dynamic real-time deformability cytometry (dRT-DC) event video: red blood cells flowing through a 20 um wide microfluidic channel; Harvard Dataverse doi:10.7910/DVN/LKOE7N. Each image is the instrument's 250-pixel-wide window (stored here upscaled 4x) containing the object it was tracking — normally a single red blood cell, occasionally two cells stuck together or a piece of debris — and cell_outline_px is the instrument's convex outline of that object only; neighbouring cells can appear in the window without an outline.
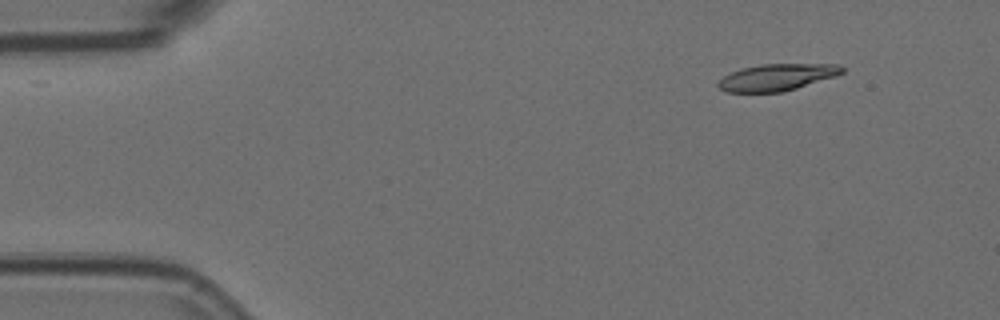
{"species": "Egyptian fruit bat (a non-hibernating species)", "species_latin": "Rousettus aegyptiacus", "temperature_condition": "room temperature", "stored_images_in_passage": 5, "camera_frame_rate_fps": 3000, "um_per_image_px": 0.085, "animal": {"sex": "female"}, "frame": {"image": 1, "passage_image": 1, "time_ms": 0.0, "image_size_px": [1000, 320], "cell_outline_px": [[844, 72], [836, 76], [796, 88], [780, 92], [724, 92], [716, 84], [724, 76], [732, 72], [744, 68], [764, 64], [840, 64], [844, 68]], "centroid_in_image_um": [66.06, 6.57], "position_along_channel_um": 18.9, "area_um2": 19.13}}
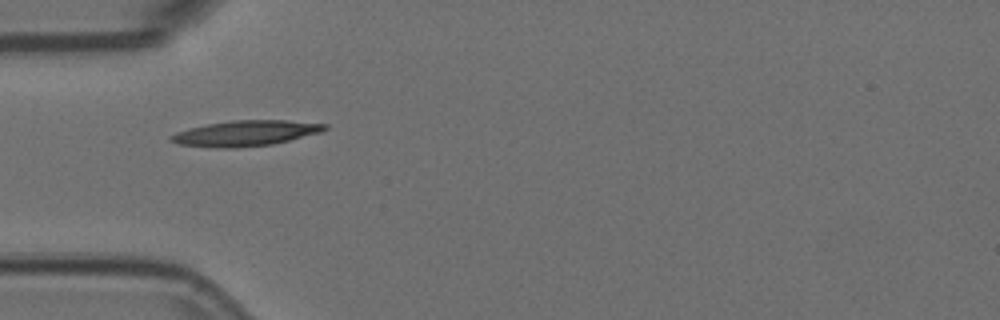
{"frame": {"image": 2, "passage_image": 4, "time_ms": 1.0, "image_size_px": [1000, 320], "cell_outline_px": [[328, 128], [320, 132], [272, 144], [232, 148], [212, 148], [180, 144], [168, 140], [168, 136], [176, 132], [188, 128], [208, 124], [232, 120], [288, 120], [328, 124]], "centroid_in_image_um": [20.83, 11.32], "position_along_channel_um": 64.2, "area_um2": 22.83}}
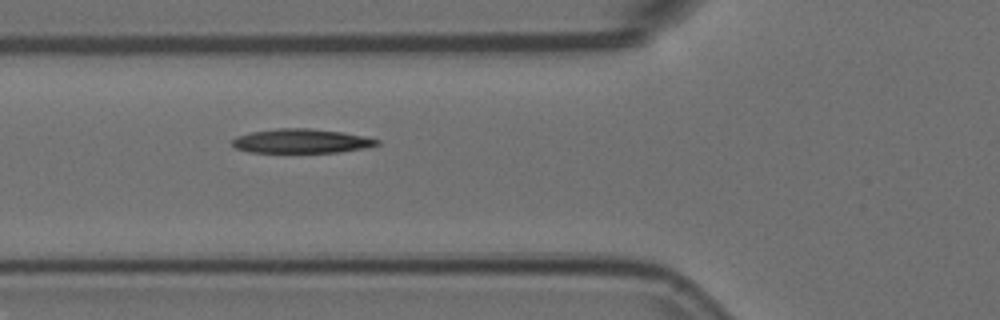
{"frame": {"image": 3, "passage_image": 5, "time_ms": 1.333, "image_size_px": [1000, 320], "cell_outline_px": [[380, 144], [364, 148], [340, 152], [248, 152], [236, 148], [232, 144], [232, 140], [236, 136], [252, 132], [280, 128], [308, 128], [340, 132], [364, 136], [380, 140]], "centroid_in_image_um": [25.61, 11.99], "position_along_channel_um": 100.2, "area_um2": 20.23}}